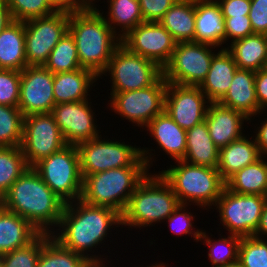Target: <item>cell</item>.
<instances>
[{"label":"cell","mask_w":267,"mask_h":267,"mask_svg":"<svg viewBox=\"0 0 267 267\" xmlns=\"http://www.w3.org/2000/svg\"><path fill=\"white\" fill-rule=\"evenodd\" d=\"M13 20L27 21L33 18L47 17L57 10L49 0H5Z\"/></svg>","instance_id":"obj_38"},{"label":"cell","mask_w":267,"mask_h":267,"mask_svg":"<svg viewBox=\"0 0 267 267\" xmlns=\"http://www.w3.org/2000/svg\"><path fill=\"white\" fill-rule=\"evenodd\" d=\"M146 128L167 155L175 161L183 160L186 153V130L182 129L167 112L163 111L154 117Z\"/></svg>","instance_id":"obj_23"},{"label":"cell","mask_w":267,"mask_h":267,"mask_svg":"<svg viewBox=\"0 0 267 267\" xmlns=\"http://www.w3.org/2000/svg\"><path fill=\"white\" fill-rule=\"evenodd\" d=\"M21 71L0 69V105L18 107Z\"/></svg>","instance_id":"obj_41"},{"label":"cell","mask_w":267,"mask_h":267,"mask_svg":"<svg viewBox=\"0 0 267 267\" xmlns=\"http://www.w3.org/2000/svg\"><path fill=\"white\" fill-rule=\"evenodd\" d=\"M39 234L23 217L0 205V255L25 247Z\"/></svg>","instance_id":"obj_26"},{"label":"cell","mask_w":267,"mask_h":267,"mask_svg":"<svg viewBox=\"0 0 267 267\" xmlns=\"http://www.w3.org/2000/svg\"><path fill=\"white\" fill-rule=\"evenodd\" d=\"M117 224H122V216L119 212L78 199L77 202L65 205L58 225L62 228L61 234L54 235L53 232L51 236L63 247L84 256L87 260H102L99 256L88 252L103 243L101 241L107 237L109 228Z\"/></svg>","instance_id":"obj_2"},{"label":"cell","mask_w":267,"mask_h":267,"mask_svg":"<svg viewBox=\"0 0 267 267\" xmlns=\"http://www.w3.org/2000/svg\"><path fill=\"white\" fill-rule=\"evenodd\" d=\"M107 72L111 74V92L144 89L163 75V69L155 62L131 53L122 44L112 54L103 74Z\"/></svg>","instance_id":"obj_9"},{"label":"cell","mask_w":267,"mask_h":267,"mask_svg":"<svg viewBox=\"0 0 267 267\" xmlns=\"http://www.w3.org/2000/svg\"><path fill=\"white\" fill-rule=\"evenodd\" d=\"M33 168L66 204L80 199L83 178L76 145H66L60 151L41 159Z\"/></svg>","instance_id":"obj_8"},{"label":"cell","mask_w":267,"mask_h":267,"mask_svg":"<svg viewBox=\"0 0 267 267\" xmlns=\"http://www.w3.org/2000/svg\"><path fill=\"white\" fill-rule=\"evenodd\" d=\"M201 240L210 247L208 257L213 267L238 261L241 236L229 234L227 238H219L215 241L202 231L199 241Z\"/></svg>","instance_id":"obj_37"},{"label":"cell","mask_w":267,"mask_h":267,"mask_svg":"<svg viewBox=\"0 0 267 267\" xmlns=\"http://www.w3.org/2000/svg\"><path fill=\"white\" fill-rule=\"evenodd\" d=\"M224 18L248 16L251 0H216Z\"/></svg>","instance_id":"obj_46"},{"label":"cell","mask_w":267,"mask_h":267,"mask_svg":"<svg viewBox=\"0 0 267 267\" xmlns=\"http://www.w3.org/2000/svg\"><path fill=\"white\" fill-rule=\"evenodd\" d=\"M148 173L147 167H121L82 176L80 199L94 206L112 208L122 215L132 193Z\"/></svg>","instance_id":"obj_4"},{"label":"cell","mask_w":267,"mask_h":267,"mask_svg":"<svg viewBox=\"0 0 267 267\" xmlns=\"http://www.w3.org/2000/svg\"><path fill=\"white\" fill-rule=\"evenodd\" d=\"M27 66L24 22L13 20L0 33V69L22 71Z\"/></svg>","instance_id":"obj_27"},{"label":"cell","mask_w":267,"mask_h":267,"mask_svg":"<svg viewBox=\"0 0 267 267\" xmlns=\"http://www.w3.org/2000/svg\"><path fill=\"white\" fill-rule=\"evenodd\" d=\"M27 168L21 146L0 147V200Z\"/></svg>","instance_id":"obj_34"},{"label":"cell","mask_w":267,"mask_h":267,"mask_svg":"<svg viewBox=\"0 0 267 267\" xmlns=\"http://www.w3.org/2000/svg\"><path fill=\"white\" fill-rule=\"evenodd\" d=\"M23 119L18 107L0 105V147L21 146Z\"/></svg>","instance_id":"obj_36"},{"label":"cell","mask_w":267,"mask_h":267,"mask_svg":"<svg viewBox=\"0 0 267 267\" xmlns=\"http://www.w3.org/2000/svg\"><path fill=\"white\" fill-rule=\"evenodd\" d=\"M131 53L140 55L164 68L177 42L159 22H143L121 39Z\"/></svg>","instance_id":"obj_15"},{"label":"cell","mask_w":267,"mask_h":267,"mask_svg":"<svg viewBox=\"0 0 267 267\" xmlns=\"http://www.w3.org/2000/svg\"><path fill=\"white\" fill-rule=\"evenodd\" d=\"M224 21L226 27L225 43L230 38L233 42L254 34L248 16L224 18Z\"/></svg>","instance_id":"obj_44"},{"label":"cell","mask_w":267,"mask_h":267,"mask_svg":"<svg viewBox=\"0 0 267 267\" xmlns=\"http://www.w3.org/2000/svg\"><path fill=\"white\" fill-rule=\"evenodd\" d=\"M266 202L267 196L238 194L225 186L215 207L230 234L248 237L254 236Z\"/></svg>","instance_id":"obj_10"},{"label":"cell","mask_w":267,"mask_h":267,"mask_svg":"<svg viewBox=\"0 0 267 267\" xmlns=\"http://www.w3.org/2000/svg\"><path fill=\"white\" fill-rule=\"evenodd\" d=\"M68 31L75 39L81 68L103 75L112 54L121 45L116 34L96 7L69 13Z\"/></svg>","instance_id":"obj_3"},{"label":"cell","mask_w":267,"mask_h":267,"mask_svg":"<svg viewBox=\"0 0 267 267\" xmlns=\"http://www.w3.org/2000/svg\"><path fill=\"white\" fill-rule=\"evenodd\" d=\"M159 23L177 43L194 42L195 0H178Z\"/></svg>","instance_id":"obj_30"},{"label":"cell","mask_w":267,"mask_h":267,"mask_svg":"<svg viewBox=\"0 0 267 267\" xmlns=\"http://www.w3.org/2000/svg\"><path fill=\"white\" fill-rule=\"evenodd\" d=\"M245 120L249 121L242 113L219 103H209L205 116L209 135L219 149L243 136Z\"/></svg>","instance_id":"obj_19"},{"label":"cell","mask_w":267,"mask_h":267,"mask_svg":"<svg viewBox=\"0 0 267 267\" xmlns=\"http://www.w3.org/2000/svg\"><path fill=\"white\" fill-rule=\"evenodd\" d=\"M218 156L219 148L211 139L205 120L186 130V153L183 161L217 168Z\"/></svg>","instance_id":"obj_28"},{"label":"cell","mask_w":267,"mask_h":267,"mask_svg":"<svg viewBox=\"0 0 267 267\" xmlns=\"http://www.w3.org/2000/svg\"><path fill=\"white\" fill-rule=\"evenodd\" d=\"M216 46L199 42L176 44L170 61L163 68L164 79L169 83L200 86L205 80Z\"/></svg>","instance_id":"obj_11"},{"label":"cell","mask_w":267,"mask_h":267,"mask_svg":"<svg viewBox=\"0 0 267 267\" xmlns=\"http://www.w3.org/2000/svg\"><path fill=\"white\" fill-rule=\"evenodd\" d=\"M267 157L262 156L256 162L242 168L225 183L226 187L238 194L267 196Z\"/></svg>","instance_id":"obj_31"},{"label":"cell","mask_w":267,"mask_h":267,"mask_svg":"<svg viewBox=\"0 0 267 267\" xmlns=\"http://www.w3.org/2000/svg\"><path fill=\"white\" fill-rule=\"evenodd\" d=\"M88 260L63 247L51 234L41 233V252L37 267H83Z\"/></svg>","instance_id":"obj_32"},{"label":"cell","mask_w":267,"mask_h":267,"mask_svg":"<svg viewBox=\"0 0 267 267\" xmlns=\"http://www.w3.org/2000/svg\"><path fill=\"white\" fill-rule=\"evenodd\" d=\"M149 174L151 173H148L132 193L121 215V225L147 227L167 219L179 206L178 197L162 175Z\"/></svg>","instance_id":"obj_5"},{"label":"cell","mask_w":267,"mask_h":267,"mask_svg":"<svg viewBox=\"0 0 267 267\" xmlns=\"http://www.w3.org/2000/svg\"><path fill=\"white\" fill-rule=\"evenodd\" d=\"M176 162V166L171 165L160 174L170 184L179 202H191L205 208L214 206L226 186L217 168L193 165L183 160Z\"/></svg>","instance_id":"obj_6"},{"label":"cell","mask_w":267,"mask_h":267,"mask_svg":"<svg viewBox=\"0 0 267 267\" xmlns=\"http://www.w3.org/2000/svg\"><path fill=\"white\" fill-rule=\"evenodd\" d=\"M88 100L55 104L51 114L67 145H78L99 137L94 112Z\"/></svg>","instance_id":"obj_18"},{"label":"cell","mask_w":267,"mask_h":267,"mask_svg":"<svg viewBox=\"0 0 267 267\" xmlns=\"http://www.w3.org/2000/svg\"><path fill=\"white\" fill-rule=\"evenodd\" d=\"M86 7H94V3H92L94 0H80Z\"/></svg>","instance_id":"obj_54"},{"label":"cell","mask_w":267,"mask_h":267,"mask_svg":"<svg viewBox=\"0 0 267 267\" xmlns=\"http://www.w3.org/2000/svg\"><path fill=\"white\" fill-rule=\"evenodd\" d=\"M238 69L259 71L267 67V35L252 34L231 42L226 48Z\"/></svg>","instance_id":"obj_29"},{"label":"cell","mask_w":267,"mask_h":267,"mask_svg":"<svg viewBox=\"0 0 267 267\" xmlns=\"http://www.w3.org/2000/svg\"><path fill=\"white\" fill-rule=\"evenodd\" d=\"M99 78L92 71L80 68L71 72L54 74L53 94L55 104L88 100L90 85Z\"/></svg>","instance_id":"obj_25"},{"label":"cell","mask_w":267,"mask_h":267,"mask_svg":"<svg viewBox=\"0 0 267 267\" xmlns=\"http://www.w3.org/2000/svg\"><path fill=\"white\" fill-rule=\"evenodd\" d=\"M246 137L243 135L241 138L219 149L217 170L225 182L237 171L262 157L255 139L253 141Z\"/></svg>","instance_id":"obj_24"},{"label":"cell","mask_w":267,"mask_h":267,"mask_svg":"<svg viewBox=\"0 0 267 267\" xmlns=\"http://www.w3.org/2000/svg\"><path fill=\"white\" fill-rule=\"evenodd\" d=\"M225 21L215 0H195L194 42L221 46L225 43Z\"/></svg>","instance_id":"obj_21"},{"label":"cell","mask_w":267,"mask_h":267,"mask_svg":"<svg viewBox=\"0 0 267 267\" xmlns=\"http://www.w3.org/2000/svg\"><path fill=\"white\" fill-rule=\"evenodd\" d=\"M248 17L254 34L267 35V0H251Z\"/></svg>","instance_id":"obj_45"},{"label":"cell","mask_w":267,"mask_h":267,"mask_svg":"<svg viewBox=\"0 0 267 267\" xmlns=\"http://www.w3.org/2000/svg\"><path fill=\"white\" fill-rule=\"evenodd\" d=\"M69 12L24 21L25 55L28 66H44L50 52L68 31Z\"/></svg>","instance_id":"obj_13"},{"label":"cell","mask_w":267,"mask_h":267,"mask_svg":"<svg viewBox=\"0 0 267 267\" xmlns=\"http://www.w3.org/2000/svg\"><path fill=\"white\" fill-rule=\"evenodd\" d=\"M54 74L45 66H27L21 71L18 108L23 116L51 113L55 106Z\"/></svg>","instance_id":"obj_17"},{"label":"cell","mask_w":267,"mask_h":267,"mask_svg":"<svg viewBox=\"0 0 267 267\" xmlns=\"http://www.w3.org/2000/svg\"><path fill=\"white\" fill-rule=\"evenodd\" d=\"M66 145L51 113L30 114L24 117L21 149L29 167L60 151Z\"/></svg>","instance_id":"obj_14"},{"label":"cell","mask_w":267,"mask_h":267,"mask_svg":"<svg viewBox=\"0 0 267 267\" xmlns=\"http://www.w3.org/2000/svg\"><path fill=\"white\" fill-rule=\"evenodd\" d=\"M186 206L187 204L180 203L173 213L167 218V221L169 222V227L174 234L180 236L184 234H192L194 236L193 238H195V240L198 242L199 238L201 237L202 230L200 231L199 229L192 231V221L194 216L190 214L191 212L188 213V211H186Z\"/></svg>","instance_id":"obj_42"},{"label":"cell","mask_w":267,"mask_h":267,"mask_svg":"<svg viewBox=\"0 0 267 267\" xmlns=\"http://www.w3.org/2000/svg\"><path fill=\"white\" fill-rule=\"evenodd\" d=\"M101 139L99 136L77 145L82 176L121 167L150 168L152 155L149 150H145L146 148L141 149L124 142Z\"/></svg>","instance_id":"obj_7"},{"label":"cell","mask_w":267,"mask_h":267,"mask_svg":"<svg viewBox=\"0 0 267 267\" xmlns=\"http://www.w3.org/2000/svg\"><path fill=\"white\" fill-rule=\"evenodd\" d=\"M143 21L159 22L178 0H138Z\"/></svg>","instance_id":"obj_43"},{"label":"cell","mask_w":267,"mask_h":267,"mask_svg":"<svg viewBox=\"0 0 267 267\" xmlns=\"http://www.w3.org/2000/svg\"><path fill=\"white\" fill-rule=\"evenodd\" d=\"M238 261L243 267H267V241L255 236L241 237Z\"/></svg>","instance_id":"obj_39"},{"label":"cell","mask_w":267,"mask_h":267,"mask_svg":"<svg viewBox=\"0 0 267 267\" xmlns=\"http://www.w3.org/2000/svg\"><path fill=\"white\" fill-rule=\"evenodd\" d=\"M255 91L260 109L267 108V67L255 72Z\"/></svg>","instance_id":"obj_47"},{"label":"cell","mask_w":267,"mask_h":267,"mask_svg":"<svg viewBox=\"0 0 267 267\" xmlns=\"http://www.w3.org/2000/svg\"><path fill=\"white\" fill-rule=\"evenodd\" d=\"M238 67L224 47L214 54L210 69L199 88L211 103H218L228 92Z\"/></svg>","instance_id":"obj_22"},{"label":"cell","mask_w":267,"mask_h":267,"mask_svg":"<svg viewBox=\"0 0 267 267\" xmlns=\"http://www.w3.org/2000/svg\"><path fill=\"white\" fill-rule=\"evenodd\" d=\"M261 123L255 135V143L259 149L261 156L267 157V119Z\"/></svg>","instance_id":"obj_49"},{"label":"cell","mask_w":267,"mask_h":267,"mask_svg":"<svg viewBox=\"0 0 267 267\" xmlns=\"http://www.w3.org/2000/svg\"><path fill=\"white\" fill-rule=\"evenodd\" d=\"M264 235V236H262ZM267 235V202L264 206L261 218H260V223L259 226L254 234L255 237L261 238Z\"/></svg>","instance_id":"obj_51"},{"label":"cell","mask_w":267,"mask_h":267,"mask_svg":"<svg viewBox=\"0 0 267 267\" xmlns=\"http://www.w3.org/2000/svg\"><path fill=\"white\" fill-rule=\"evenodd\" d=\"M149 267H167L164 263H157L155 265L152 264V266H149Z\"/></svg>","instance_id":"obj_55"},{"label":"cell","mask_w":267,"mask_h":267,"mask_svg":"<svg viewBox=\"0 0 267 267\" xmlns=\"http://www.w3.org/2000/svg\"><path fill=\"white\" fill-rule=\"evenodd\" d=\"M12 21L13 19L6 1L0 0V33Z\"/></svg>","instance_id":"obj_50"},{"label":"cell","mask_w":267,"mask_h":267,"mask_svg":"<svg viewBox=\"0 0 267 267\" xmlns=\"http://www.w3.org/2000/svg\"><path fill=\"white\" fill-rule=\"evenodd\" d=\"M0 267H3L2 256L0 255Z\"/></svg>","instance_id":"obj_56"},{"label":"cell","mask_w":267,"mask_h":267,"mask_svg":"<svg viewBox=\"0 0 267 267\" xmlns=\"http://www.w3.org/2000/svg\"><path fill=\"white\" fill-rule=\"evenodd\" d=\"M49 2L57 11L69 13L80 12L87 8L80 0H49Z\"/></svg>","instance_id":"obj_48"},{"label":"cell","mask_w":267,"mask_h":267,"mask_svg":"<svg viewBox=\"0 0 267 267\" xmlns=\"http://www.w3.org/2000/svg\"><path fill=\"white\" fill-rule=\"evenodd\" d=\"M107 2L110 3L107 15L109 17L104 19L116 34L119 31L115 30V26L122 29L120 30L122 34L119 33L121 39L144 22L138 0H108Z\"/></svg>","instance_id":"obj_33"},{"label":"cell","mask_w":267,"mask_h":267,"mask_svg":"<svg viewBox=\"0 0 267 267\" xmlns=\"http://www.w3.org/2000/svg\"><path fill=\"white\" fill-rule=\"evenodd\" d=\"M218 103L242 113L249 120L263 112L256 98L255 71L237 69L228 92Z\"/></svg>","instance_id":"obj_20"},{"label":"cell","mask_w":267,"mask_h":267,"mask_svg":"<svg viewBox=\"0 0 267 267\" xmlns=\"http://www.w3.org/2000/svg\"><path fill=\"white\" fill-rule=\"evenodd\" d=\"M167 81L162 75L153 85L126 92H111L110 106L115 113L140 127L162 113L165 107Z\"/></svg>","instance_id":"obj_12"},{"label":"cell","mask_w":267,"mask_h":267,"mask_svg":"<svg viewBox=\"0 0 267 267\" xmlns=\"http://www.w3.org/2000/svg\"><path fill=\"white\" fill-rule=\"evenodd\" d=\"M65 205L33 167L27 168L1 199L3 208L23 217L40 233L51 235L54 229L50 226L58 227Z\"/></svg>","instance_id":"obj_1"},{"label":"cell","mask_w":267,"mask_h":267,"mask_svg":"<svg viewBox=\"0 0 267 267\" xmlns=\"http://www.w3.org/2000/svg\"><path fill=\"white\" fill-rule=\"evenodd\" d=\"M199 86L167 82L164 111L184 130L205 120L209 103ZM207 103V105H206Z\"/></svg>","instance_id":"obj_16"},{"label":"cell","mask_w":267,"mask_h":267,"mask_svg":"<svg viewBox=\"0 0 267 267\" xmlns=\"http://www.w3.org/2000/svg\"><path fill=\"white\" fill-rule=\"evenodd\" d=\"M215 267H243L239 261L226 264V265H220V266H215Z\"/></svg>","instance_id":"obj_53"},{"label":"cell","mask_w":267,"mask_h":267,"mask_svg":"<svg viewBox=\"0 0 267 267\" xmlns=\"http://www.w3.org/2000/svg\"><path fill=\"white\" fill-rule=\"evenodd\" d=\"M40 252L41 233L25 247L1 255L3 267H37Z\"/></svg>","instance_id":"obj_40"},{"label":"cell","mask_w":267,"mask_h":267,"mask_svg":"<svg viewBox=\"0 0 267 267\" xmlns=\"http://www.w3.org/2000/svg\"><path fill=\"white\" fill-rule=\"evenodd\" d=\"M103 260H88L83 267H106Z\"/></svg>","instance_id":"obj_52"},{"label":"cell","mask_w":267,"mask_h":267,"mask_svg":"<svg viewBox=\"0 0 267 267\" xmlns=\"http://www.w3.org/2000/svg\"><path fill=\"white\" fill-rule=\"evenodd\" d=\"M44 66L53 74L71 72L81 68L75 39L69 31L64 34L50 52L48 61Z\"/></svg>","instance_id":"obj_35"}]
</instances>
